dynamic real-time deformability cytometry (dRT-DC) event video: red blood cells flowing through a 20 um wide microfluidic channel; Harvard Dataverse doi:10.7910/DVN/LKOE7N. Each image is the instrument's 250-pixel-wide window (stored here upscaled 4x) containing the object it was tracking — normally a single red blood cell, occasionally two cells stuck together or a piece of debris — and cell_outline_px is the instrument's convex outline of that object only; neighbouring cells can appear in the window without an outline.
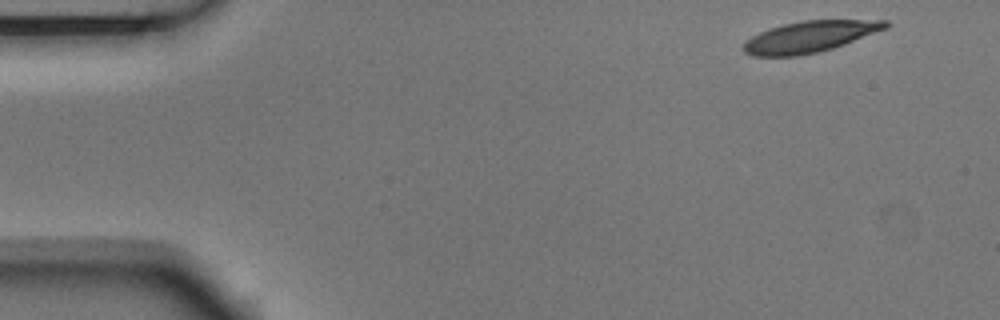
{"species": "Egyptian fruit bat (a non-hibernating species)", "species_latin": "Rousettus aegyptiacus", "temperature_condition": "room temperature", "stored_images_in_passage": 4, "camera_frame_rate_fps": 3000, "um_per_image_px": 0.085, "animal": {"sex": "male"}, "frame": {"image": 1, "passage_image": 1, "time_ms": 0.0, "image_size_px": [1000, 320], "cell_outline_px": [[892, 24], [888, 28], [844, 44], [832, 48], [816, 52], [796, 56], [752, 56], [744, 52], [740, 48], [752, 36], [768, 28], [800, 20], [888, 20]], "centroid_in_image_um": [68.84, 3.11], "position_along_channel_um": 16.2, "area_um2": 25.89}}
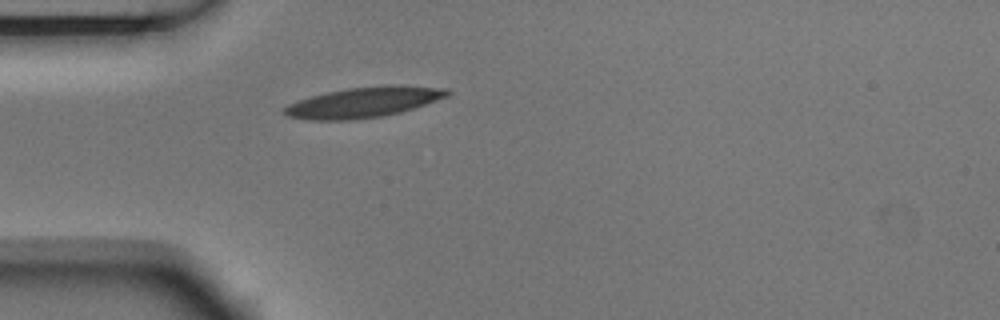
{"frame": {"image": 2, "passage_image": 4, "time_ms": 1.0, "image_size_px": [1000, 320], "cell_outline_px": [[452, 92], [448, 96], [400, 112], [384, 116], [352, 120], [308, 120], [288, 116], [280, 112], [288, 104], [312, 96], [328, 92], [348, 88], [384, 84], [392, 84], [448, 88]], "centroid_in_image_um": [30.92, 8.68], "position_along_channel_um": 54.1, "area_um2": 28.96}}